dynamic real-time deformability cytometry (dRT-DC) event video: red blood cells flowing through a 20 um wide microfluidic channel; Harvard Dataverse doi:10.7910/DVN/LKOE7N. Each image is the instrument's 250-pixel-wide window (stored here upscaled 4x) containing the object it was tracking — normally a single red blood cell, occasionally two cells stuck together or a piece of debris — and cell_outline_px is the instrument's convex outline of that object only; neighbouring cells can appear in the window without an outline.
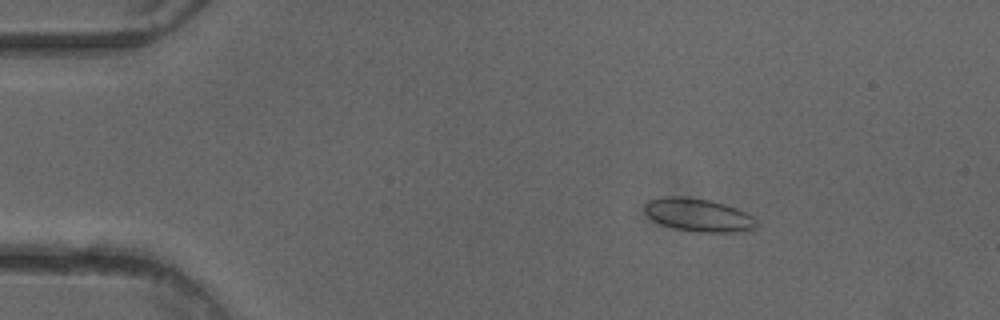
{"species": "common noctule bat (a hibernating species)", "species_latin": "Nyctalus noctula", "temperature_condition": "cold", "stored_images_in_passage": 52, "camera_frame_rate_fps": 3000, "um_per_image_px": 0.085, "animal": {"sex": "female"}, "frame": {"image": 1, "passage_image": 9, "time_ms": 2.667, "image_size_px": [1000, 320], "cell_outline_px": [[756, 228], [752, 232], [700, 232], [676, 228], [660, 224], [648, 216], [644, 212], [644, 204], [648, 200], [664, 196], [680, 196], [708, 200], [724, 204], [736, 208], [752, 216], [756, 220]], "centroid_in_image_um": [59.37, 18.28], "position_along_channel_um": 25.6, "area_um2": 21.62}}
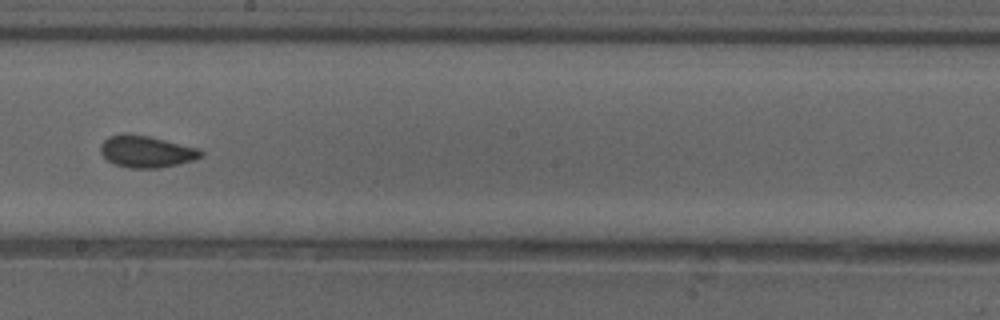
{"frame": {"image": 2, "passage_image": 30, "time_ms": 9.667, "image_size_px": [1000, 320], "cell_outline_px": [[204, 156], [192, 160], [160, 168], [128, 168], [112, 164], [100, 152], [100, 144], [108, 136], [124, 132], [128, 132], [148, 136], [200, 148], [204, 152]], "centroid_in_image_um": [12.42, 12.87], "position_along_channel_um": 235.8, "area_um2": 18.9}}
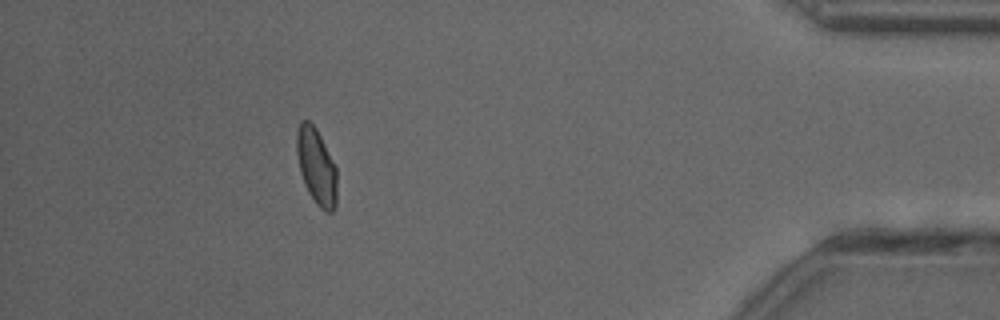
{"frame": {"image": 3, "passage_image": 47, "time_ms": 15.333, "image_size_px": [1000, 320], "cell_outline_px": [[336, 204], [332, 212], [324, 212], [316, 204], [308, 192], [304, 184], [300, 172], [296, 152], [296, 132], [300, 120], [308, 120], [316, 128], [336, 168]], "centroid_in_image_um": [26.87, 14.15], "position_along_channel_um": 408.3, "area_um2": 17.86}, "authors_computed_cell_mechanics": {"area_um2": 18.5827, "velocity_mm_per_s": 4.0086, "shape_relaxation_time_tau1_ms": null, "shape_relaxation_time_tau2_ms": 0.8459, "deformation_change_tau1": null, "deformation_change_tau2": 0.0669}}